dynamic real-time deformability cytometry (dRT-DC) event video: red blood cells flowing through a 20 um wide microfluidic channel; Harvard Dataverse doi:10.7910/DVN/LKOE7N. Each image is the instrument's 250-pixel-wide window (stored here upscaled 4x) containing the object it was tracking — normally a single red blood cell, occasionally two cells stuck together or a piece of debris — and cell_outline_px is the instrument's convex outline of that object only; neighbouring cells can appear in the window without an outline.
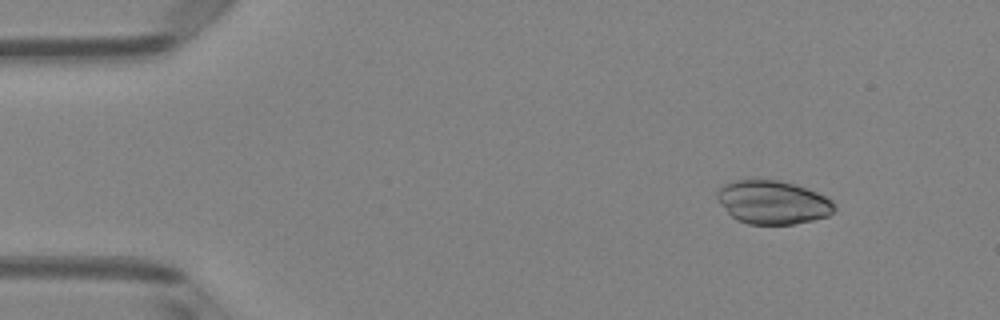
{"species": "Egyptian fruit bat (a non-hibernating species)", "species_latin": "Rousettus aegyptiacus", "temperature_condition": "room temperature", "stored_images_in_passage": 6, "camera_frame_rate_fps": 3000, "um_per_image_px": 0.085, "animal": {"sex": "female"}, "frame": {"image": 1, "passage_image": 2, "time_ms": 0.333, "image_size_px": [1000, 320], "cell_outline_px": [[836, 208], [828, 216], [812, 220], [792, 224], [748, 224], [732, 216], [728, 212], [716, 196], [716, 192], [724, 184], [736, 180], [780, 180], [808, 188], [832, 200], [836, 204]], "centroid_in_image_um": [65.72, 17.19], "position_along_channel_um": 19.3, "area_um2": 29.48}}
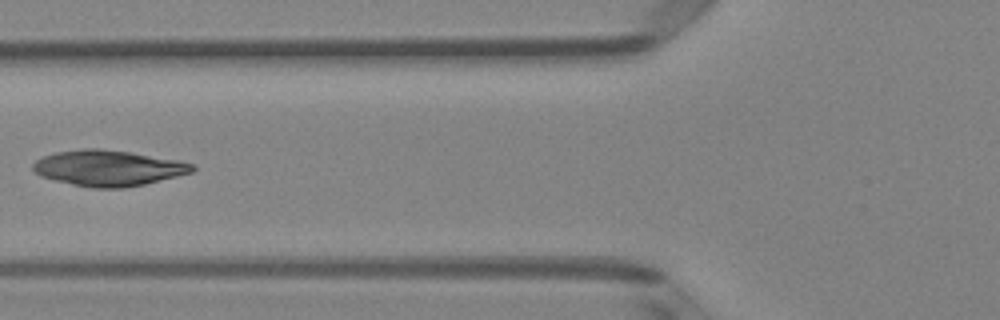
{"frame": {"image": 2, "passage_image": 6, "time_ms": 1.667, "image_size_px": [1000, 320], "cell_outline_px": [[196, 168], [192, 172], [144, 184], [124, 188], [92, 188], [72, 184], [40, 176], [32, 168], [32, 164], [36, 160], [44, 156], [56, 152], [84, 148], [100, 148], [128, 152], [176, 160], [196, 164]], "centroid_in_image_um": [9.19, 14.28], "position_along_channel_um": 116.6, "area_um2": 32.95}}